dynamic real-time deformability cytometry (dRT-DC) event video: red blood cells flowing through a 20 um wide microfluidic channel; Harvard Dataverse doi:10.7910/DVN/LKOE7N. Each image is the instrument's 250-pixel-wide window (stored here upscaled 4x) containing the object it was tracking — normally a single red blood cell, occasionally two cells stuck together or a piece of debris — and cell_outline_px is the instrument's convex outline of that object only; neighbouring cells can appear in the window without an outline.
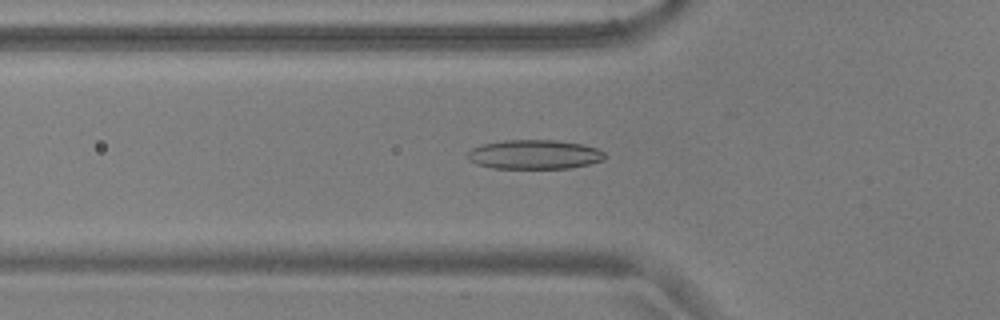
{"species": "common noctule bat (a hibernating species)", "species_latin": "Nyctalus noctula", "temperature_condition": "warm", "stored_images_in_passage": 20, "camera_frame_rate_fps": 3000, "um_per_image_px": 0.085, "animal": {"sex": "male", "body_mass_g": 17.9, "forearm_length_mm": 54.2}, "frame": {"image": 1, "passage_image": 9, "time_ms": 2.667, "image_size_px": [1000, 320], "cell_outline_px": [[604, 160], [588, 164], [568, 168], [492, 168], [476, 164], [468, 160], [468, 152], [472, 148], [484, 144], [504, 140], [556, 140], [584, 144], [596, 148], [604, 152]], "centroid_in_image_um": [45.42, 13.13], "position_along_channel_um": 80.4, "area_um2": 23.35}}
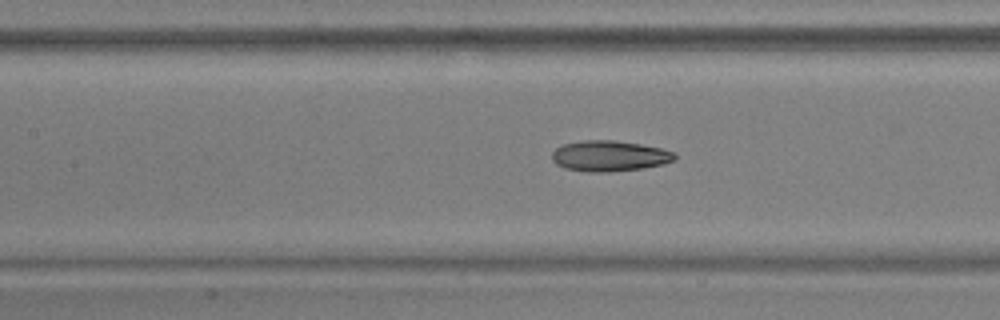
{"frame": {"image": 2, "passage_image": 15, "time_ms": 4.667, "image_size_px": [1000, 320], "cell_outline_px": [[676, 160], [664, 164], [644, 168], [608, 172], [588, 172], [564, 168], [556, 164], [552, 160], [552, 152], [556, 148], [564, 144], [584, 140], [612, 140], [640, 144], [660, 148], [676, 152]], "centroid_in_image_um": [51.82, 13.26], "position_along_channel_um": 155.6, "area_um2": 22.08}}
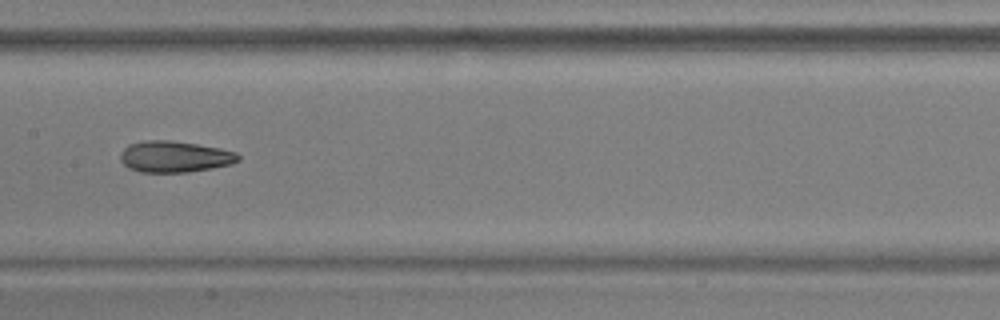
{"frame": {"image": 3, "passage_image": 18, "time_ms": 5.667, "image_size_px": [1000, 320], "cell_outline_px": [[240, 160], [232, 164], [212, 168], [188, 172], [140, 172], [128, 168], [120, 160], [120, 152], [128, 144], [148, 140], [172, 140], [220, 148], [236, 152], [240, 156]], "centroid_in_image_um": [14.84, 13.31], "position_along_channel_um": 192.6, "area_um2": 21.62}}